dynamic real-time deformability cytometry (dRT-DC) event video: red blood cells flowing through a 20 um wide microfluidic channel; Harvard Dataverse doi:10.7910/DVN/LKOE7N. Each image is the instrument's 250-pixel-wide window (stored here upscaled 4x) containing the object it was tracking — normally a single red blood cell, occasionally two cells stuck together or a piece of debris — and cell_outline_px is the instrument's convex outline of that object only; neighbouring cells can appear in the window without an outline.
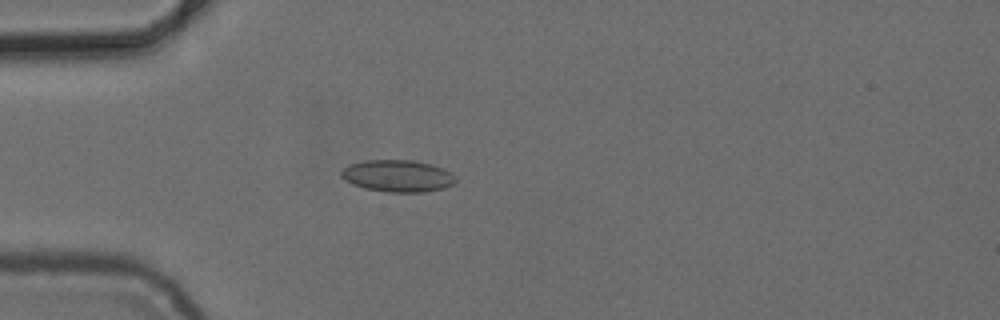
{"species": "common noctule bat (a hibernating species)", "species_latin": "Nyctalus noctula", "temperature_condition": "cold", "stored_images_in_passage": 6, "camera_frame_rate_fps": 3000, "um_per_image_px": 0.085, "animal": {"sex": "female", "body_mass_g": 24.6, "forearm_length_mm": 56.2}, "frame": {"image": 1, "passage_image": 5, "time_ms": 4.667, "image_size_px": [1000, 320], "cell_outline_px": [[456, 180], [452, 184], [444, 188], [424, 192], [388, 192], [364, 188], [352, 184], [344, 180], [340, 176], [340, 172], [348, 164], [364, 160], [412, 160], [432, 164], [444, 168]], "centroid_in_image_um": [33.75, 14.95], "position_along_channel_um": 51.3, "area_um2": 21.33}}